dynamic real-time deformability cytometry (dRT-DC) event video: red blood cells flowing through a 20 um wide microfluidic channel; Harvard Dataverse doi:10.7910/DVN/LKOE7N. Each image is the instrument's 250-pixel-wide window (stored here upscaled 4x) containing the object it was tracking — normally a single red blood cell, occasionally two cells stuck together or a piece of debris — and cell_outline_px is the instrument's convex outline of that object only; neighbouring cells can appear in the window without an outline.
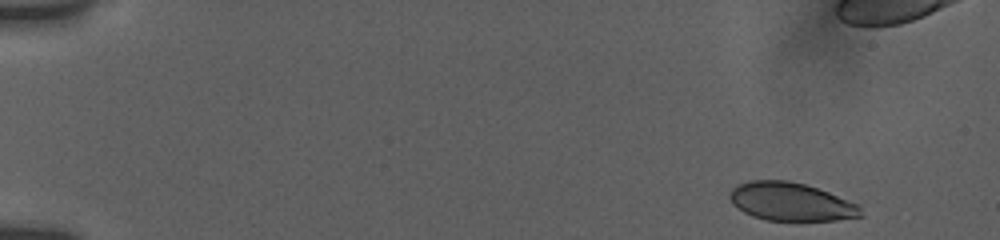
{"species": "human", "species_latin": "Homo sapiens", "temperature_condition": "room temperature", "stored_images_in_passage": 41, "camera_frame_rate_fps": 3000, "um_per_image_px": 0.085, "donor": {"sex": "female"}, "frame": {"image": 1, "passage_image": 2, "time_ms": 0.333, "image_size_px": [1000, 240], "cell_outline_px": [[864, 216], [836, 220], [768, 220], [752, 216], [744, 212], [732, 204], [728, 196], [732, 188], [736, 184], [748, 180], [788, 180], [804, 184], [828, 192], [860, 204]], "centroid_in_image_um": [67.22, 17.14], "position_along_channel_um": 17.8, "area_um2": 29.36}}
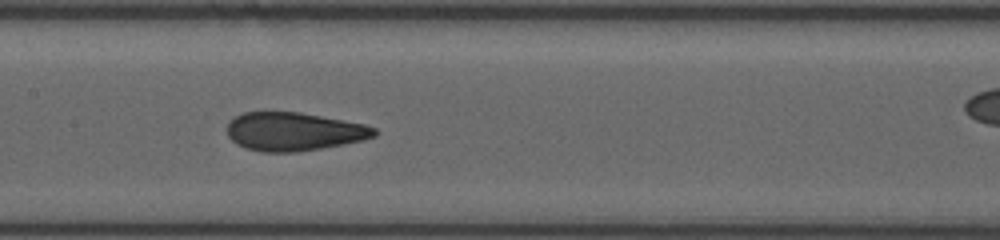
{"frame": {"image": 2, "passage_image": 28, "time_ms": 8.333, "image_size_px": [1000, 240], "cell_outline_px": [[380, 132], [376, 136], [364, 140], [344, 144], [296, 152], [264, 152], [244, 148], [236, 144], [228, 136], [228, 124], [236, 116], [244, 112], [300, 112], [364, 124], [376, 128]], "centroid_in_image_um": [25.01, 11.19], "position_along_channel_um": 182.4, "area_um2": 32.95}}
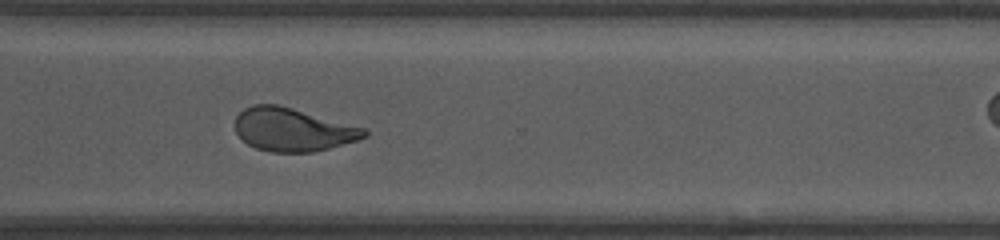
{"frame": {"image": 3, "passage_image": 40, "time_ms": 12.667, "image_size_px": [1000, 240], "cell_outline_px": [[368, 136], [356, 140], [328, 148], [312, 152], [272, 152], [256, 148], [248, 144], [236, 132], [236, 116], [244, 108], [252, 104], [280, 104], [364, 128], [368, 132]], "centroid_in_image_um": [24.86, 11.0], "position_along_channel_um": 345.7, "area_um2": 32.31}}